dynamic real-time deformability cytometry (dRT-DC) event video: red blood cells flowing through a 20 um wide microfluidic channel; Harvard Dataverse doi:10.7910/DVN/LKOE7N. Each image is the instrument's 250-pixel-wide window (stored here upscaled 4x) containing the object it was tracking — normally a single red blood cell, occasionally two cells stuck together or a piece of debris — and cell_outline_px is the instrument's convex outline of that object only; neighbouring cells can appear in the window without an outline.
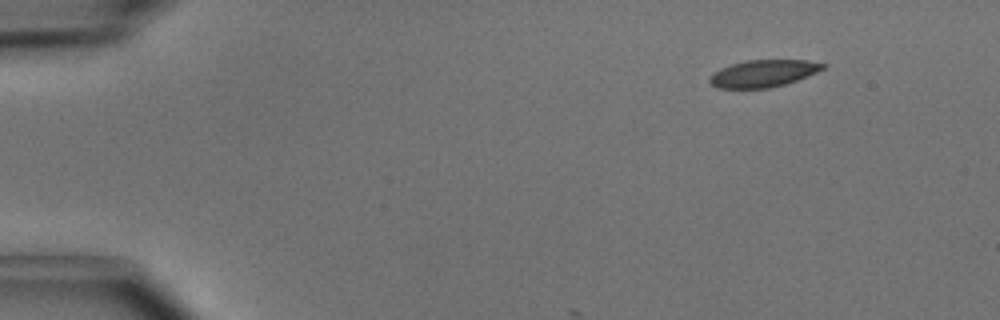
{"species": "common noctule bat (a hibernating species)", "species_latin": "Nyctalus noctula", "temperature_condition": "cold", "stored_images_in_passage": 3, "camera_frame_rate_fps": 3000, "um_per_image_px": 0.085, "animal": {"sex": "male", "body_mass_g": 15.6}, "frame": {"image": 1, "passage_image": 1, "time_ms": 0.0, "image_size_px": [1000, 320], "cell_outline_px": [[828, 64], [824, 68], [808, 76], [784, 84], [768, 88], [716, 88], [708, 80], [708, 76], [720, 68], [744, 60], [808, 60]], "centroid_in_image_um": [64.86, 6.23], "position_along_channel_um": 20.1, "area_um2": 17.92}}